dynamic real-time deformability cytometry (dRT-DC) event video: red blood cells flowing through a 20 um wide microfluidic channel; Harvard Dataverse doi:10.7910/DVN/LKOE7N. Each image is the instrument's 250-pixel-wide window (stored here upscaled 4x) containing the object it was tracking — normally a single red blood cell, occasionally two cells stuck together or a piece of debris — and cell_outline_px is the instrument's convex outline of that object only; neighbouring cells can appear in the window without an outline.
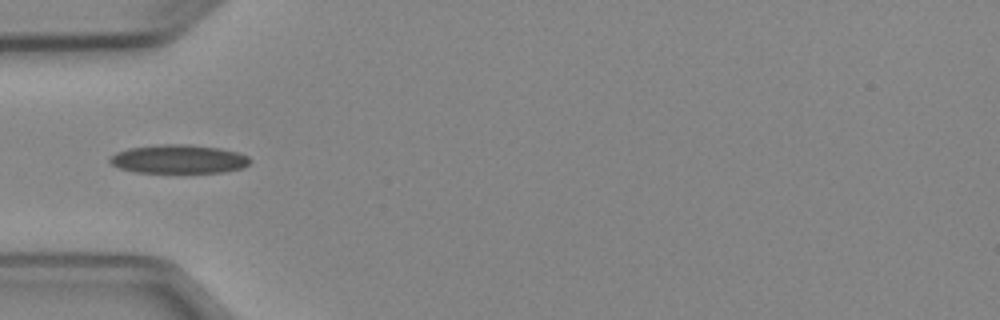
{"species": "Egyptian fruit bat (a non-hibernating species)", "species_latin": "Rousettus aegyptiacus", "temperature_condition": "cold", "stored_images_in_passage": 5, "camera_frame_rate_fps": 3000, "um_per_image_px": 0.085, "animal": {"sex": "female"}, "frame": {"image": 1, "passage_image": 5, "time_ms": 4.667, "image_size_px": [1000, 320], "cell_outline_px": [[252, 160], [244, 168], [224, 172], [136, 172], [120, 168], [112, 164], [108, 160], [116, 152], [128, 148], [164, 144], [188, 144], [220, 148], [236, 152], [248, 156]], "centroid_in_image_um": [15.21, 13.52], "position_along_channel_um": 69.8, "area_um2": 23.35}}